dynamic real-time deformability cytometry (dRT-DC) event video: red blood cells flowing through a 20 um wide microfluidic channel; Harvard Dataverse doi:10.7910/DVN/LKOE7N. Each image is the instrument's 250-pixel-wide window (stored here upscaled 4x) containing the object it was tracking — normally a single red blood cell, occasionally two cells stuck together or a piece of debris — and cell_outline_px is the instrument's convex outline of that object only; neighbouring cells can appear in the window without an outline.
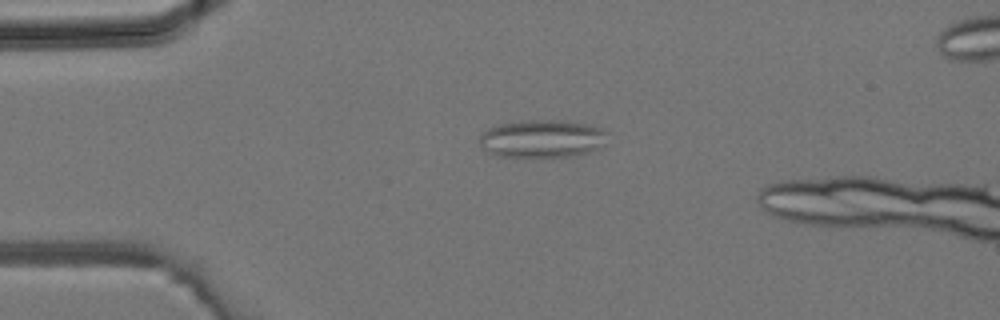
{"species": "common noctule bat (a hibernating species)", "species_latin": "Nyctalus noctula", "temperature_condition": "room temperature", "stored_images_in_passage": 3, "camera_frame_rate_fps": 3000, "um_per_image_px": 0.085, "animal": {"sex": "male", "body_mass_g": 19.2, "forearm_length_mm": 51.8}, "frame": {"image": 1, "passage_image": 2, "time_ms": 0.333, "image_size_px": [1000, 320], "cell_outline_px": [[608, 132], [604, 144], [588, 152], [572, 156], [496, 156], [480, 148], [480, 136], [488, 128], [500, 124], [528, 120], [564, 120], [588, 124], [604, 128]], "centroid_in_image_um": [46.09, 11.77], "position_along_channel_um": 38.9, "area_um2": 28.21}}